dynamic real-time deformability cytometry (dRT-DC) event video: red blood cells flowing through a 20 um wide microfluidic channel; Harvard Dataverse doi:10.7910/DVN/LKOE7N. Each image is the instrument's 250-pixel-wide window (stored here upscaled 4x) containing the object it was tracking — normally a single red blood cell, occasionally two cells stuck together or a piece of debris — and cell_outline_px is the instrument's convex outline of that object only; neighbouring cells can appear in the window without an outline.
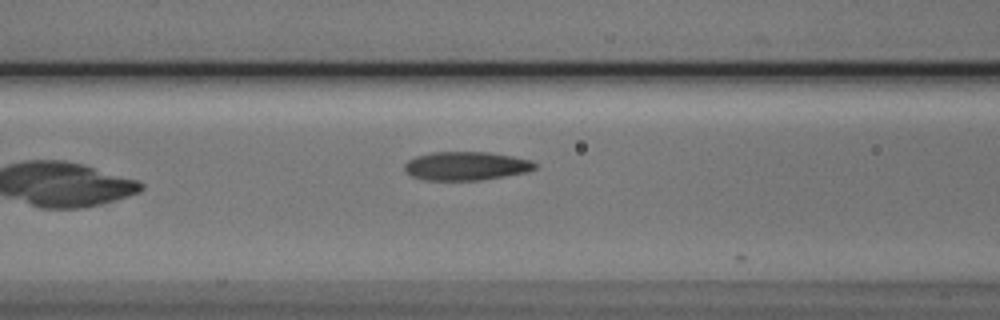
{"species": "Egyptian fruit bat (a non-hibernating species)", "species_latin": "Rousettus aegyptiacus", "temperature_condition": "cold", "stored_images_in_passage": 7, "camera_frame_rate_fps": 3000, "um_per_image_px": 0.085, "animal": {"sex": "male"}, "frame": {"image": 1, "passage_image": 7, "time_ms": 7.667, "image_size_px": [1000, 320], "cell_outline_px": [[536, 168], [528, 172], [480, 180], [424, 180], [412, 176], [404, 168], [404, 164], [408, 160], [416, 156], [432, 152], [488, 152], [512, 156], [532, 160], [536, 164]], "centroid_in_image_um": [39.63, 14.1], "position_along_channel_um": 127.0, "area_um2": 21.73}}